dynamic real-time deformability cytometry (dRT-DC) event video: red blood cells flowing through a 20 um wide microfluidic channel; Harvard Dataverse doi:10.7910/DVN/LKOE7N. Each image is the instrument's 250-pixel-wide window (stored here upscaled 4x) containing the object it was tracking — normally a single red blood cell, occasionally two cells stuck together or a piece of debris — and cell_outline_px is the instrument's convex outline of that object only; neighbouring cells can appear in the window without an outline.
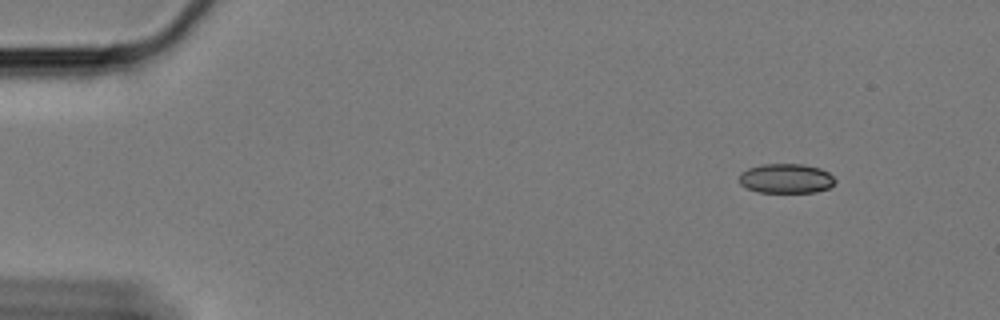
{"species": "Egyptian fruit bat (a non-hibernating species)", "species_latin": "Rousettus aegyptiacus", "temperature_condition": "cold", "stored_images_in_passage": 55, "camera_frame_rate_fps": 3000, "um_per_image_px": 0.085, "animal": {"sex": "female"}, "frame": {"image": 1, "passage_image": 1, "time_ms": 0.0, "image_size_px": [1000, 320], "cell_outline_px": [[836, 180], [828, 188], [816, 192], [756, 192], [740, 184], [740, 172], [748, 168], [760, 164], [804, 164], [820, 168], [828, 172]], "centroid_in_image_um": [66.8, 15.16], "position_along_channel_um": 18.2, "area_um2": 16.53}}
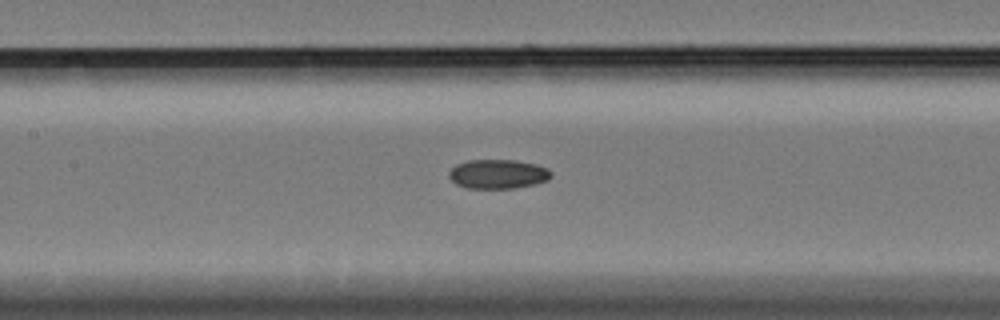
{"frame": {"image": 2, "passage_image": 23, "time_ms": 7.333, "image_size_px": [1000, 320], "cell_outline_px": [[552, 176], [548, 180], [532, 184], [512, 188], [468, 188], [456, 184], [448, 176], [448, 172], [456, 164], [468, 160], [516, 160], [536, 164], [548, 168], [552, 172]], "centroid_in_image_um": [42.32, 14.78], "position_along_channel_um": 165.1, "area_um2": 17.4}}
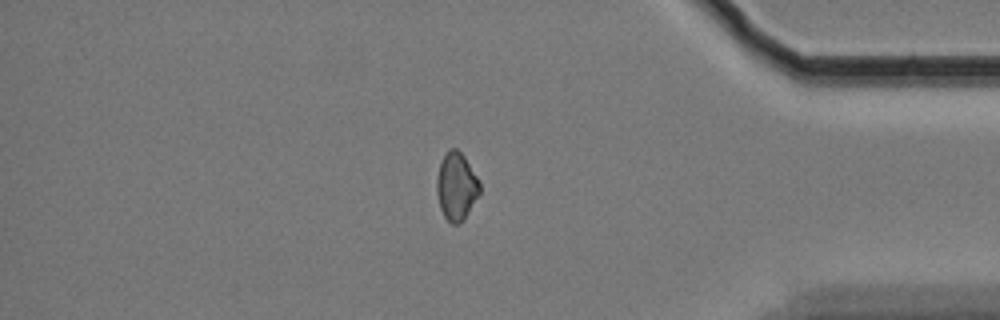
{"frame": {"image": 3, "passage_image": 46, "time_ms": 15.0, "image_size_px": [1000, 320], "cell_outline_px": [[480, 192], [464, 220], [456, 224], [452, 224], [444, 216], [440, 208], [436, 188], [436, 180], [440, 160], [448, 148], [456, 148], [464, 156], [480, 180]], "centroid_in_image_um": [38.79, 15.81], "position_along_channel_um": 396.4, "area_um2": 17.11}}